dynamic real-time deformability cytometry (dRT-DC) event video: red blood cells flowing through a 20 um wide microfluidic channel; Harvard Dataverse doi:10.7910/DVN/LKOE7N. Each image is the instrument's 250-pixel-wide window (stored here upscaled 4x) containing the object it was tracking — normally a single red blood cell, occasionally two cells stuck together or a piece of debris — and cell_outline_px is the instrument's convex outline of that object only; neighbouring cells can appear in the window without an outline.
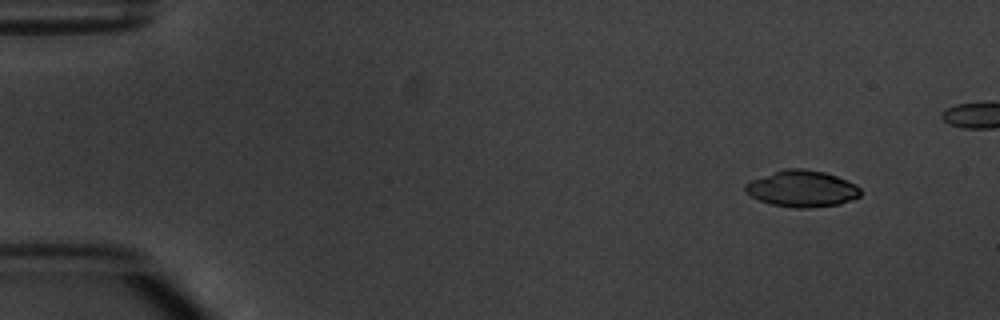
{"species": "common noctule bat (a hibernating species)", "species_latin": "Nyctalus noctula", "temperature_condition": "warm", "stored_images_in_passage": 5, "camera_frame_rate_fps": 3000, "um_per_image_px": 0.085, "animal": {"sex": "male", "body_mass_g": 20.1, "forearm_length_mm": 53.5}, "frame": {"image": 1, "passage_image": 1, "time_ms": 0.0, "image_size_px": [1000, 320], "cell_outline_px": [[860, 196], [852, 200], [840, 204], [808, 208], [796, 208], [772, 204], [760, 200], [752, 196], [744, 188], [744, 184], [752, 180], [784, 168], [804, 168], [824, 172], [848, 180], [856, 184], [860, 188]], "centroid_in_image_um": [68.21, 16.03], "position_along_channel_um": 16.8, "area_um2": 24.39}}